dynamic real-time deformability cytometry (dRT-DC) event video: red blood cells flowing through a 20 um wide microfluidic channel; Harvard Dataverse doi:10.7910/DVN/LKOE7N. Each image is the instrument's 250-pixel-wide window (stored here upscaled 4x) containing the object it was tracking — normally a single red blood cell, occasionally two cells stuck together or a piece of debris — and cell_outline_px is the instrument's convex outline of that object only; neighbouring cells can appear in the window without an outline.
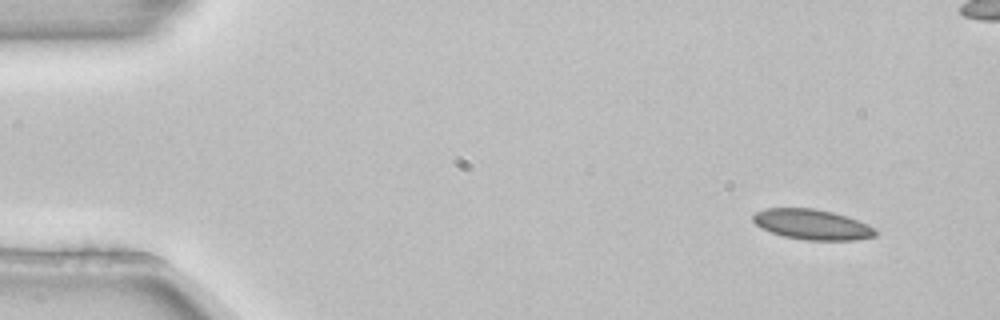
{"species": "common noctule bat (a hibernating species)", "species_latin": "Nyctalus noctula", "temperature_condition": "room temperature", "stored_images_in_passage": 8, "camera_frame_rate_fps": 3000, "um_per_image_px": 0.085, "animal": {"sex": "female", "body_mass_g": 22.7, "forearm_length_mm": 54.2}, "frame": {"image": 1, "passage_image": 1, "time_ms": 0.0, "image_size_px": [1000, 320], "cell_outline_px": [[876, 236], [856, 240], [804, 240], [784, 236], [760, 228], [752, 220], [752, 216], [756, 212], [764, 208], [812, 208], [832, 212], [868, 224], [876, 228]], "centroid_in_image_um": [69.02, 19.08], "position_along_channel_um": 16.0, "area_um2": 21.56}}
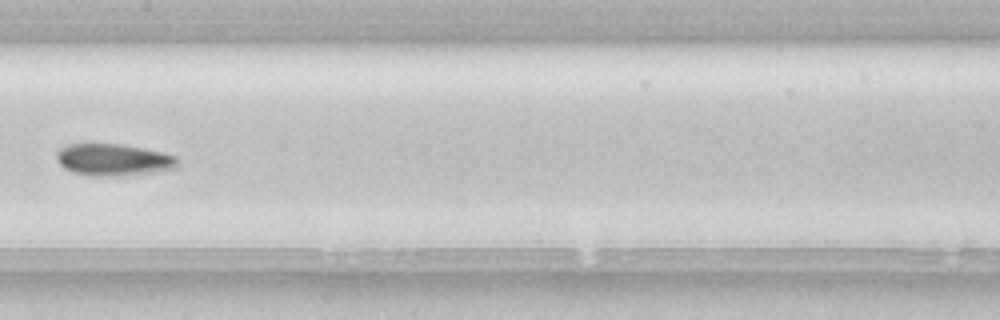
{"frame": {"image": 2, "passage_image": 7, "time_ms": 2.0, "image_size_px": [1000, 320], "cell_outline_px": [[176, 168], [152, 172], [124, 176], [92, 176], [72, 172], [64, 168], [56, 160], [56, 152], [60, 148], [68, 144], [120, 144], [144, 148], [164, 152], [176, 156]], "centroid_in_image_um": [9.61, 13.58], "position_along_channel_um": 197.8, "area_um2": 22.6}}
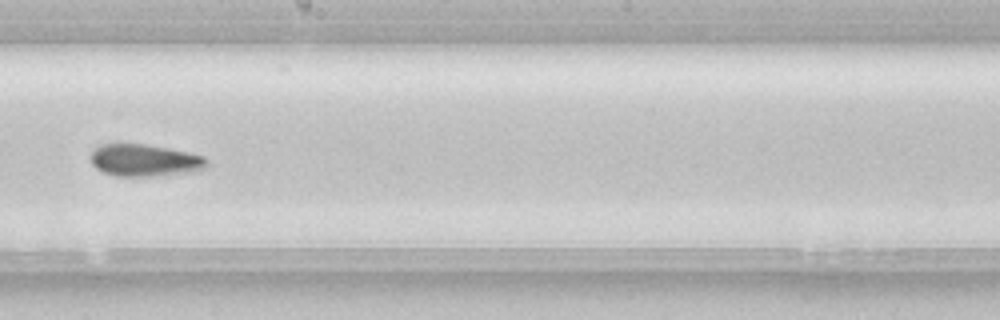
{"frame": {"image": 3, "passage_image": 8, "time_ms": 2.333, "image_size_px": [1000, 320], "cell_outline_px": [[208, 164], [204, 168], [192, 172], [152, 176], [116, 176], [104, 172], [96, 168], [92, 164], [88, 156], [100, 144], [144, 144], [168, 148], [188, 152], [204, 156], [208, 160]], "centroid_in_image_um": [12.28, 13.63], "position_along_channel_um": 235.9, "area_um2": 21.79}}